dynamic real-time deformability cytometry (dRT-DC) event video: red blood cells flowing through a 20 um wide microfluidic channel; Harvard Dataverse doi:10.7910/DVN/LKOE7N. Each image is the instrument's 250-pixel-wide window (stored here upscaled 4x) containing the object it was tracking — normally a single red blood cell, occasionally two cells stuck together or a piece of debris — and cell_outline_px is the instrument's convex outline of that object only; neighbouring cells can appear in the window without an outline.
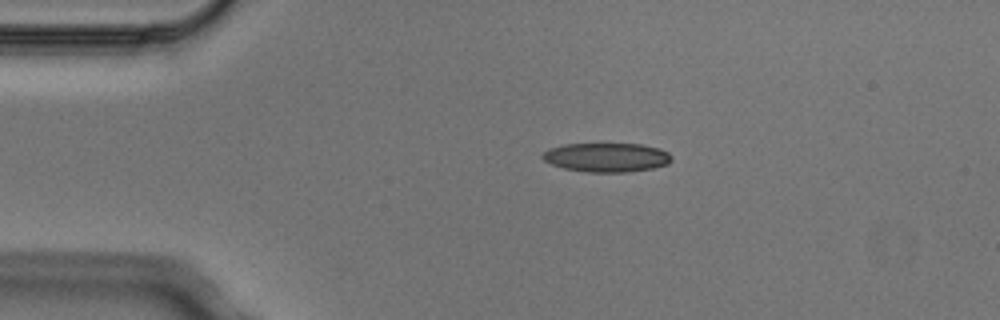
{"species": "Egyptian fruit bat (a non-hibernating species)", "species_latin": "Rousettus aegyptiacus", "temperature_condition": "cold", "stored_images_in_passage": 3, "camera_frame_rate_fps": 3000, "um_per_image_px": 0.085, "animal": {"sex": "male"}, "frame": {"image": 1, "passage_image": 2, "time_ms": 0.333, "image_size_px": [1000, 320], "cell_outline_px": [[672, 160], [668, 164], [652, 168], [628, 172], [588, 172], [564, 168], [552, 164], [544, 160], [540, 156], [544, 152], [552, 148], [564, 144], [640, 144], [660, 148], [668, 152], [672, 156]], "centroid_in_image_um": [51.6, 13.38], "position_along_channel_um": 33.4, "area_um2": 21.79}}